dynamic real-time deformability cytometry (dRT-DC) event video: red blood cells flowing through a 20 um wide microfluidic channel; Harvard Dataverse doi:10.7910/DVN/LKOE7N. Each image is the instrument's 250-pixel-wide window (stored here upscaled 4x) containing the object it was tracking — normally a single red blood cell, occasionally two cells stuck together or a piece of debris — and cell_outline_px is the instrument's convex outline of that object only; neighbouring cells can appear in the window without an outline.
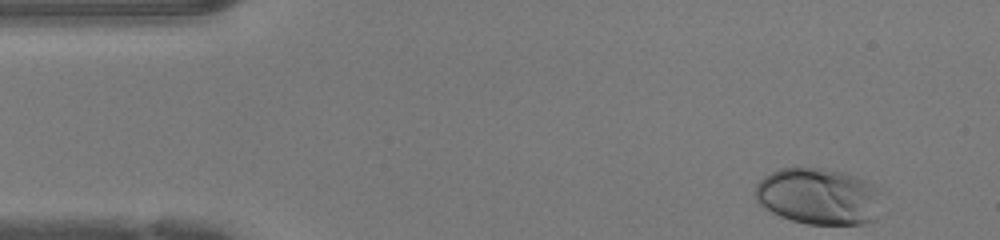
{"species": "human", "species_latin": "Homo sapiens", "temperature_condition": "warm", "stored_images_in_passage": 36, "camera_frame_rate_fps": 3000, "um_per_image_px": 0.085, "donor": {"sex": "female"}, "frame": {"image": 1, "passage_image": 1, "time_ms": 0.0, "image_size_px": [1000, 240], "cell_outline_px": [[880, 216], [876, 220], [864, 224], [808, 224], [792, 220], [780, 216], [764, 208], [756, 200], [756, 184], [764, 176], [780, 168], [820, 168], [844, 172], [856, 176], [872, 184], [880, 192]], "centroid_in_image_um": [69.61, 16.7], "position_along_channel_um": 15.4, "area_um2": 41.96}}
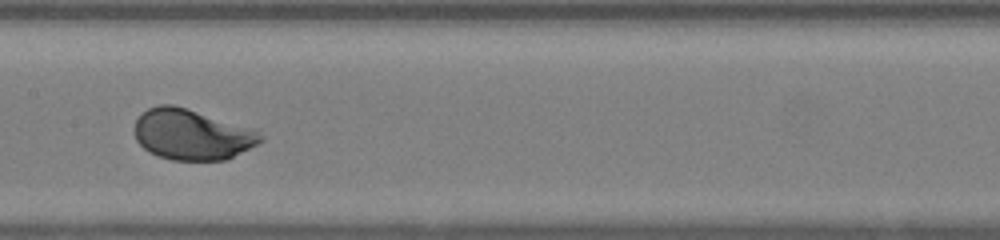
{"frame": {"image": 2, "passage_image": 20, "time_ms": 6.333, "image_size_px": [1000, 240], "cell_outline_px": [[264, 140], [224, 160], [172, 160], [156, 156], [148, 152], [136, 140], [132, 128], [136, 120], [148, 108], [160, 104], [172, 104], [260, 128], [264, 136]], "centroid_in_image_um": [16.34, 11.41], "position_along_channel_um": 191.1, "area_um2": 37.92}}
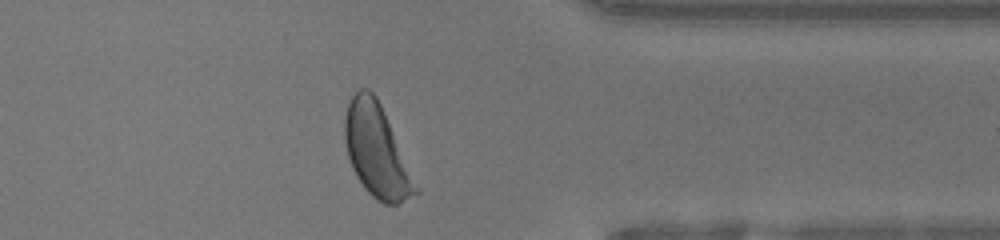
{"frame": {"image": 3, "passage_image": 34, "time_ms": 11.0, "image_size_px": [1000, 240], "cell_outline_px": [[420, 192], [396, 204], [384, 204], [376, 200], [364, 188], [356, 176], [352, 168], [348, 156], [344, 140], [344, 120], [348, 104], [352, 96], [360, 88], [368, 88], [376, 96], [380, 104], [420, 188]], "centroid_in_image_um": [32.01, 12.85], "position_along_channel_um": 379.4, "area_um2": 38.03}, "authors_computed_cell_mechanics": {"area_um2": 37.0498, "velocity_mm_per_s": 4.289, "shape_relaxation_time_tau1_ms": 1.5279, "shape_relaxation_time_tau2_ms": null, "deformation_change_tau1": 0.1396, "deformation_change_tau2": null}}